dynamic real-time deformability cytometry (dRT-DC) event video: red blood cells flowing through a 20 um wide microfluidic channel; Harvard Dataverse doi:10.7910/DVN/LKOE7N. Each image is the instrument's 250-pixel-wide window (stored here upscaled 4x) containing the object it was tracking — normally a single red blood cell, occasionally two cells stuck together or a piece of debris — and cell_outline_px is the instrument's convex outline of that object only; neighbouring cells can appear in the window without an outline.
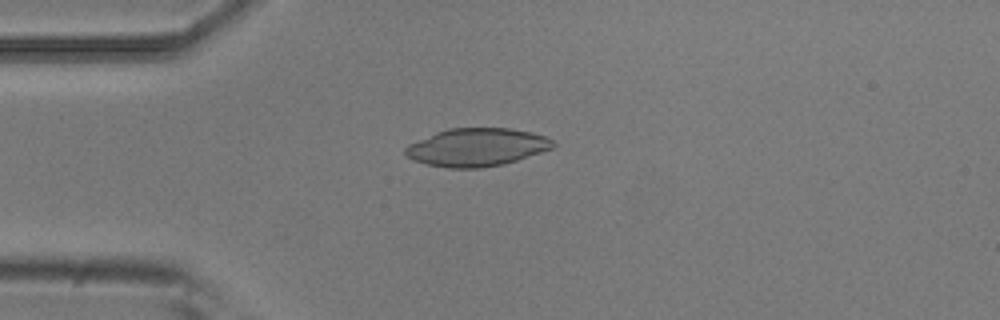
{"species": "common noctule bat (a hibernating species)", "species_latin": "Nyctalus noctula", "temperature_condition": "room temperature", "stored_images_in_passage": 4, "camera_frame_rate_fps": 3000, "um_per_image_px": 0.085, "animal": {"sex": "male", "body_mass_g": 20.5, "forearm_length_mm": 52.5}, "frame": {"image": 1, "passage_image": 4, "time_ms": 1.0, "image_size_px": [1000, 320], "cell_outline_px": [[556, 144], [552, 148], [504, 164], [480, 168], [448, 168], [428, 164], [412, 160], [404, 152], [404, 148], [408, 144], [436, 132], [448, 128], [508, 128], [532, 132], [544, 136], [552, 140]], "centroid_in_image_um": [40.5, 12.51], "position_along_channel_um": 44.5, "area_um2": 32.54}}